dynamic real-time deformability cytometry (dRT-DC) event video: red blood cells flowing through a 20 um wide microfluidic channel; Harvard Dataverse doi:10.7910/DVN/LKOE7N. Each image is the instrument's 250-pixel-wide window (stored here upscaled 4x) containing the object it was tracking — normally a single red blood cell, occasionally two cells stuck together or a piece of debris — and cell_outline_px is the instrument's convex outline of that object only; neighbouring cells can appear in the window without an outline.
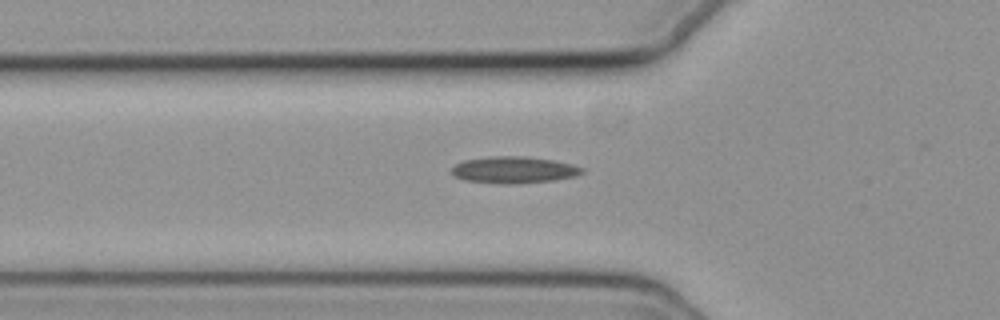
{"species": "common noctule bat (a hibernating species)", "species_latin": "Nyctalus noctula", "temperature_condition": "cold", "stored_images_in_passage": 13, "camera_frame_rate_fps": 3000, "um_per_image_px": 0.085, "animal": {"sex": "female", "body_mass_g": 19.3, "forearm_length_mm": 54.1}, "frame": {"image": 1, "passage_image": 2, "time_ms": 0.333, "image_size_px": [1000, 320], "cell_outline_px": [[584, 172], [576, 176], [552, 180], [512, 184], [500, 184], [464, 180], [456, 176], [452, 172], [452, 168], [456, 164], [464, 160], [492, 156], [528, 156], [556, 160], [572, 164], [584, 168]], "centroid_in_image_um": [43.71, 14.43], "position_along_channel_um": 82.1, "area_um2": 20.35}}
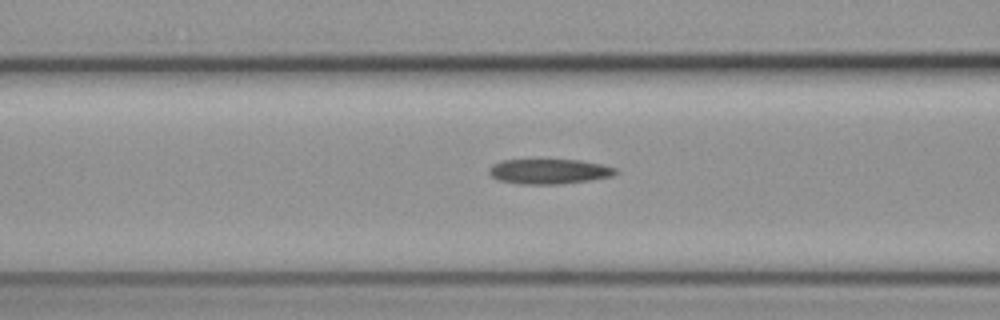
{"frame": {"image": 2, "passage_image": 5, "time_ms": 1.333, "image_size_px": [1000, 320], "cell_outline_px": [[620, 172], [612, 176], [592, 180], [560, 184], [520, 184], [500, 180], [492, 176], [488, 172], [488, 168], [492, 164], [504, 160], [580, 160], [600, 164], [616, 168]], "centroid_in_image_um": [46.7, 14.57], "position_along_channel_um": 119.9, "area_um2": 18.44}}
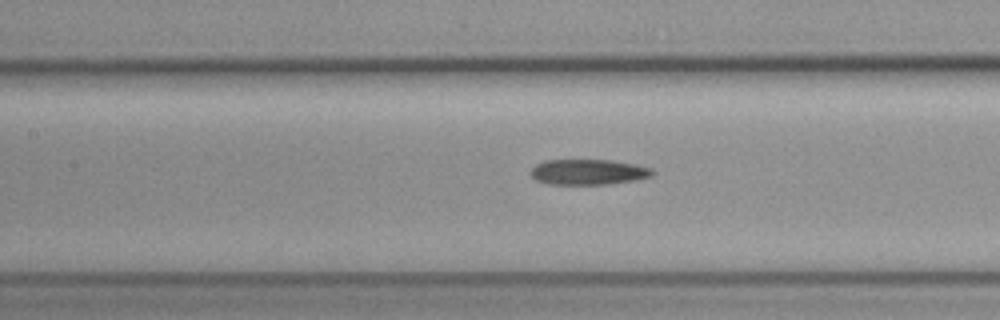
{"frame": {"image": 3, "passage_image": 8, "time_ms": 2.333, "image_size_px": [1000, 320], "cell_outline_px": [[656, 172], [652, 176], [632, 180], [608, 184], [548, 184], [536, 180], [528, 172], [536, 164], [544, 160], [612, 160], [636, 164], [652, 168]], "centroid_in_image_um": [50.0, 14.61], "position_along_channel_um": 157.4, "area_um2": 18.15}}